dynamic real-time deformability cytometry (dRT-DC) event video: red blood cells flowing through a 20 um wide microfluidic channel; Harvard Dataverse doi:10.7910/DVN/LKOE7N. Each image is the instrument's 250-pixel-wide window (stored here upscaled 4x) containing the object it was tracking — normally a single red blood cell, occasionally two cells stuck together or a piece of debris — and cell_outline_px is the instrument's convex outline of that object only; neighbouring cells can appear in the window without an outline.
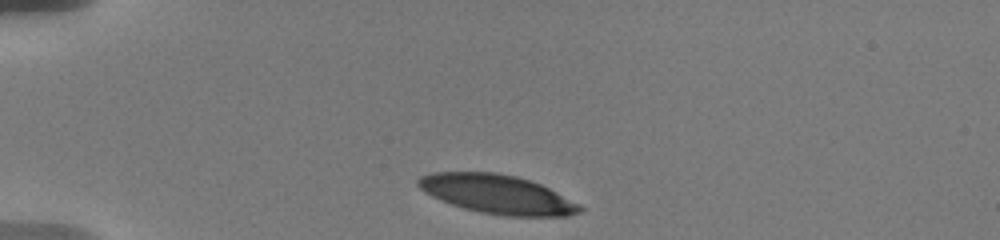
{"species": "human", "species_latin": "Homo sapiens", "temperature_condition": "warm", "stored_images_in_passage": 5, "camera_frame_rate_fps": 3000, "um_per_image_px": 0.085, "donor": {"sex": "male"}, "frame": {"image": 1, "passage_image": 1, "time_ms": 0.0, "image_size_px": [1000, 240], "cell_outline_px": [[584, 212], [568, 216], [508, 216], [484, 212], [464, 208], [452, 204], [432, 196], [420, 188], [416, 184], [416, 180], [420, 176], [432, 172], [496, 172], [516, 176], [540, 184], [580, 204], [584, 208]], "centroid_in_image_um": [42.29, 16.5], "position_along_channel_um": 42.7, "area_um2": 36.47}}
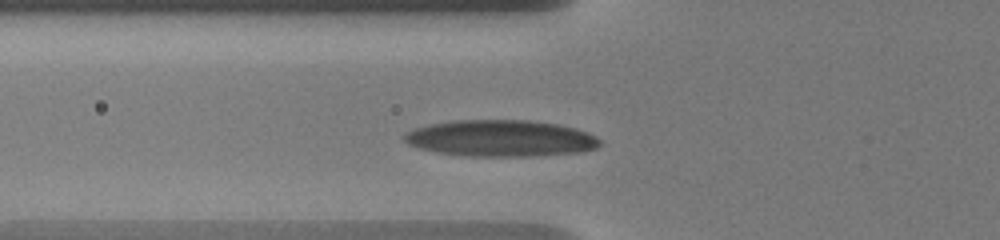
{"frame": {"image": 2, "passage_image": 5, "time_ms": 2.333, "image_size_px": [1000, 240], "cell_outline_px": [[600, 144], [596, 148], [580, 152], [532, 156], [464, 156], [436, 152], [420, 148], [408, 144], [404, 140], [404, 132], [428, 124], [452, 120], [528, 120], [556, 124], [576, 128], [588, 132], [596, 136], [600, 140]], "centroid_in_image_um": [42.54, 11.75], "position_along_channel_um": 83.3, "area_um2": 41.73}}